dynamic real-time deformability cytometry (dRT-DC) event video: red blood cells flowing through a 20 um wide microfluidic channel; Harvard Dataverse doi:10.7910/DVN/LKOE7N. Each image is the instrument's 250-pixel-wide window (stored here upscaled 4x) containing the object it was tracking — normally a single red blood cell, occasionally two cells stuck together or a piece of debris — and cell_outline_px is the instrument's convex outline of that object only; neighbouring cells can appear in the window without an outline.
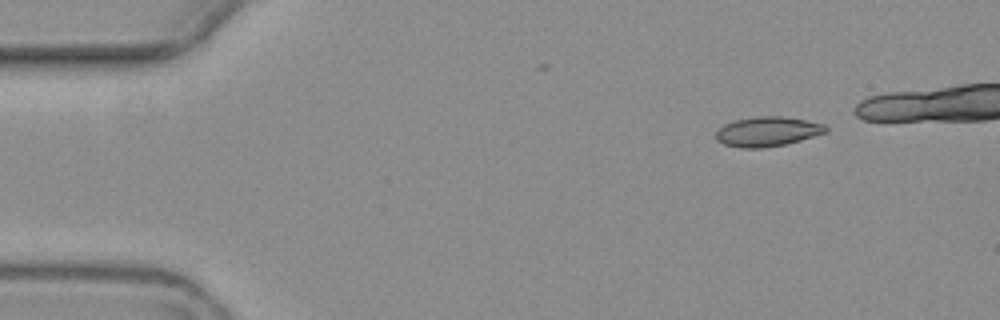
{"species": "common noctule bat (a hibernating species)", "species_latin": "Nyctalus noctula", "temperature_condition": "warm", "stored_images_in_passage": 6, "segment_of_instrument_passage": [1, 2], "camera_frame_rate_fps": 3000, "um_per_image_px": 0.085, "animal": {"sex": "female", "body_mass_g": 19.3, "forearm_length_mm": 54.1}, "frame": {"image": 1, "passage_image": 1, "time_ms": 0.0, "image_size_px": [1000, 320], "cell_outline_px": [[828, 132], [800, 140], [784, 144], [764, 148], [740, 148], [724, 144], [716, 140], [716, 132], [724, 124], [736, 120], [756, 116], [784, 116], [824, 124], [828, 128]], "centroid_in_image_um": [65.23, 11.18], "position_along_channel_um": 19.8, "area_um2": 18.96}}
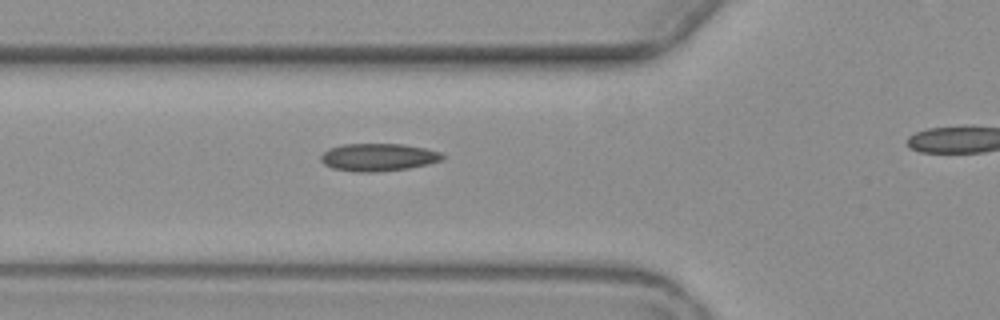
{"frame": {"image": 2, "passage_image": 5, "time_ms": 4.667, "image_size_px": [1000, 320], "cell_outline_px": [[444, 156], [440, 160], [428, 164], [408, 168], [376, 172], [356, 172], [332, 168], [324, 164], [320, 160], [320, 156], [328, 148], [340, 144], [404, 144], [424, 148], [440, 152]], "centroid_in_image_um": [32.1, 13.36], "position_along_channel_um": 93.7, "area_um2": 19.59}}